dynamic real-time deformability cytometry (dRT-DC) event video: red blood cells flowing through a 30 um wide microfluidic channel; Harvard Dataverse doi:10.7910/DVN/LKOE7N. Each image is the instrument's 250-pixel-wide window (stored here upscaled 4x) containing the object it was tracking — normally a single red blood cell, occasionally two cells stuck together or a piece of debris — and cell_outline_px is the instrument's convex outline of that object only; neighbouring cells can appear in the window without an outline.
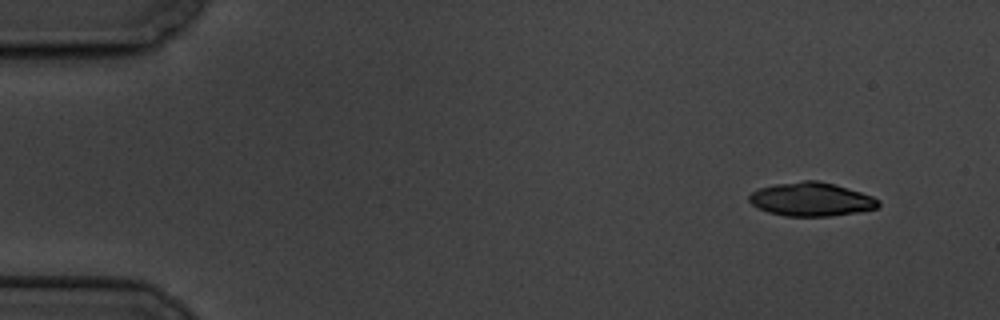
{"species": "common noctule bat (a hibernating species)", "species_latin": "Nyctalus noctula", "temperature_condition": "cold", "stored_images_in_passage": 8, "camera_frame_rate_fps": 3000, "um_per_image_px": 0.085, "animal": {"sex": "male", "body_mass_g": 19.5, "forearm_length_mm": 54.6}, "frame": {"image": 1, "passage_image": 1, "time_ms": 0.0, "image_size_px": [1000, 320], "cell_outline_px": [[880, 204], [876, 208], [860, 212], [828, 216], [784, 216], [768, 212], [752, 204], [748, 200], [748, 196], [752, 192], [760, 188], [776, 184], [804, 180], [820, 180], [848, 188], [872, 196], [880, 200]], "centroid_in_image_um": [68.97, 16.94], "position_along_channel_um": 16.0, "area_um2": 25.32}}